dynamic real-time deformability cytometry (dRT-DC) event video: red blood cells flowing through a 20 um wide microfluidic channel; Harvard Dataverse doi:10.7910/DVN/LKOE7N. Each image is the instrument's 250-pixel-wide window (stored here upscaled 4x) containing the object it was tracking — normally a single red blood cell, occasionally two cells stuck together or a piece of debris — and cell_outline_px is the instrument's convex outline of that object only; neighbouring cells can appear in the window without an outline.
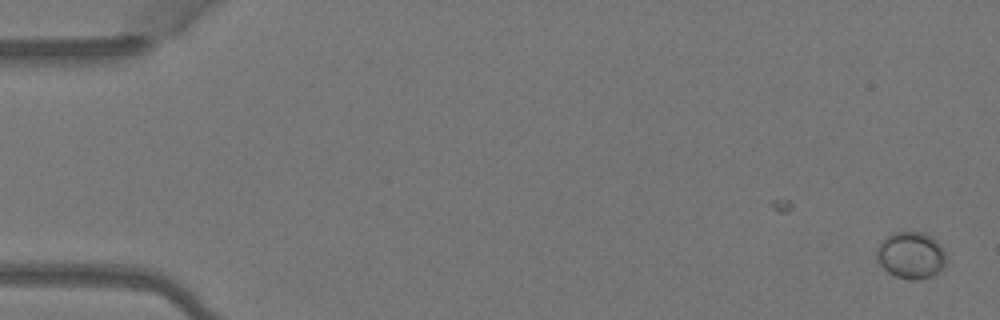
{"species": "Egyptian fruit bat (a non-hibernating species)", "species_latin": "Rousettus aegyptiacus", "temperature_condition": "warm", "stored_images_in_passage": 2, "camera_frame_rate_fps": 3000, "um_per_image_px": 0.085, "animal": {"sex": "female"}, "frame": {"image": 1, "passage_image": 2, "time_ms": 0.333, "image_size_px": [1000, 320], "cell_outline_px": [[944, 268], [932, 276], [916, 280], [908, 280], [896, 276], [888, 272], [876, 260], [876, 248], [880, 240], [892, 232], [924, 232], [932, 236], [944, 248]], "centroid_in_image_um": [77.4, 21.68], "position_along_channel_um": 7.6, "area_um2": 19.25}}